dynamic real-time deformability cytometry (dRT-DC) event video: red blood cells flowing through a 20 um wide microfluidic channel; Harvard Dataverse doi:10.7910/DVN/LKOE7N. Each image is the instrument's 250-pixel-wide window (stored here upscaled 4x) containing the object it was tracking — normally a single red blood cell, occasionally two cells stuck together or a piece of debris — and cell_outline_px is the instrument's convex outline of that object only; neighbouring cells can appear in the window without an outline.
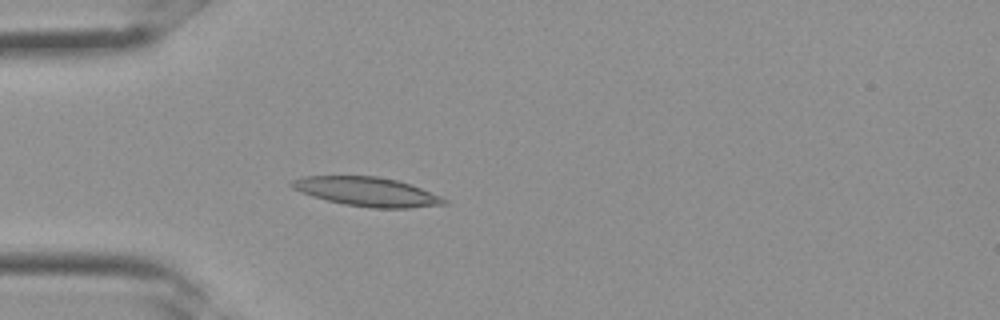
{"species": "Egyptian fruit bat (a non-hibernating species)", "species_latin": "Rousettus aegyptiacus", "temperature_condition": "room temperature", "stored_images_in_passage": 33, "camera_frame_rate_fps": 3000, "um_per_image_px": 0.085, "frame": {"image": 1, "passage_image": 10, "time_ms": 3.0, "image_size_px": [1000, 320], "cell_outline_px": [[448, 204], [408, 208], [372, 208], [344, 204], [312, 196], [292, 188], [288, 184], [292, 180], [304, 176], [376, 176], [396, 180], [420, 188], [440, 196], [448, 200]], "centroid_in_image_um": [31.18, 16.29], "position_along_channel_um": 53.8, "area_um2": 25.61}}
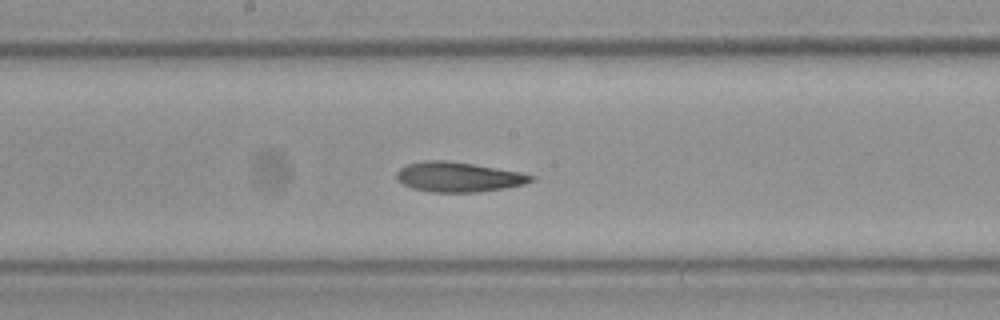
{"frame": {"image": 2, "passage_image": 18, "time_ms": 5.667, "image_size_px": [1000, 320], "cell_outline_px": [[536, 176], [532, 180], [524, 184], [504, 188], [476, 192], [428, 192], [412, 188], [396, 180], [396, 172], [400, 168], [408, 164], [424, 160], [444, 160], [472, 164], [520, 172]], "centroid_in_image_um": [38.92, 15.04], "position_along_channel_um": 209.3, "area_um2": 23.29}}
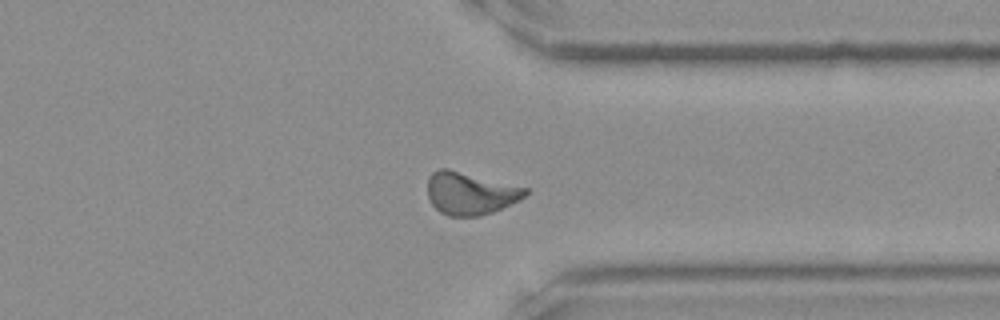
{"frame": {"image": 3, "passage_image": 26, "time_ms": 8.333, "image_size_px": [1000, 320], "cell_outline_px": [[528, 192], [520, 200], [492, 212], [480, 216], [448, 216], [440, 212], [432, 204], [428, 196], [428, 176], [432, 172], [440, 168], [448, 168], [528, 188]], "centroid_in_image_um": [39.95, 16.43], "position_along_channel_um": 371.4, "area_um2": 24.22}}